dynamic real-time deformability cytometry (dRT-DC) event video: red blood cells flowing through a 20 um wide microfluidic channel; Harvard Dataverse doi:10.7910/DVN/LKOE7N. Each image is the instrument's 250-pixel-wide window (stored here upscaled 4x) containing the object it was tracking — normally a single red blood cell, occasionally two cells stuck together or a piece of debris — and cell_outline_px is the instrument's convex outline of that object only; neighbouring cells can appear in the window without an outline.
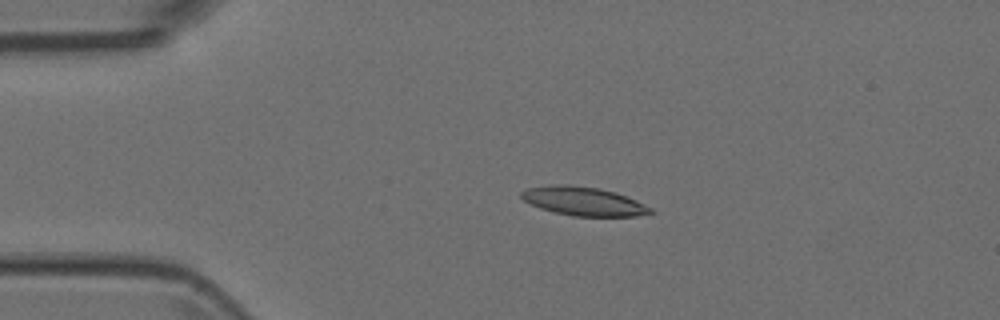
{"species": "Egyptian fruit bat (a non-hibernating species)", "species_latin": "Rousettus aegyptiacus", "temperature_condition": "room temperature", "stored_images_in_passage": 4, "camera_frame_rate_fps": 3000, "um_per_image_px": 0.085, "animal": {"sex": "female"}, "frame": {"image": 1, "passage_image": 2, "time_ms": 0.333, "image_size_px": [1000, 320], "cell_outline_px": [[656, 212], [636, 216], [572, 216], [540, 208], [524, 200], [520, 196], [520, 192], [528, 188], [560, 184], [568, 184], [600, 188], [616, 192], [636, 200], [652, 208]], "centroid_in_image_um": [49.63, 17.1], "position_along_channel_um": 35.4, "area_um2": 21.56}}
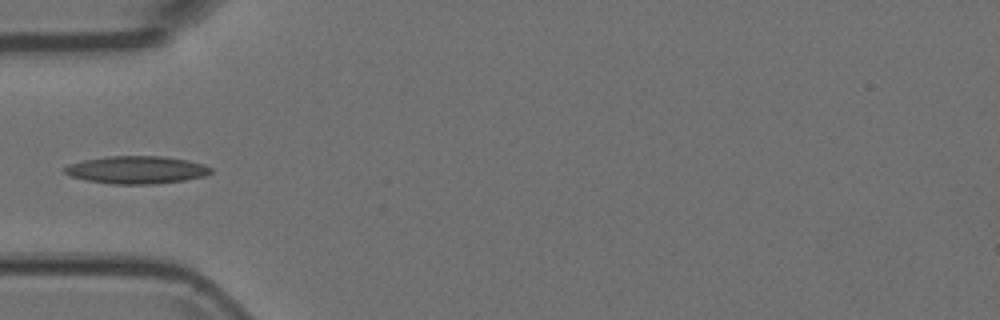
{"frame": {"image": 2, "passage_image": 3, "time_ms": 0.667, "image_size_px": [1000, 320], "cell_outline_px": [[212, 172], [204, 176], [184, 180], [156, 184], [112, 184], [88, 180], [72, 176], [64, 172], [60, 168], [68, 164], [80, 160], [108, 156], [164, 156], [188, 160], [204, 164], [212, 168]], "centroid_in_image_um": [11.59, 14.43], "position_along_channel_um": 73.4, "area_um2": 23.76}}
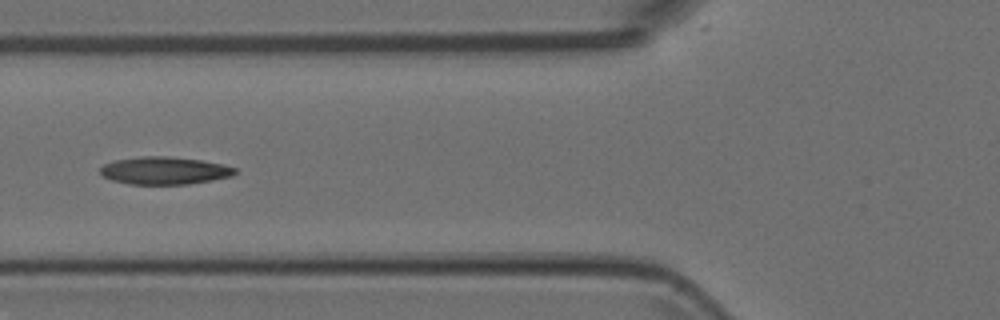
{"frame": {"image": 3, "passage_image": 4, "time_ms": 1.0, "image_size_px": [1000, 320], "cell_outline_px": [[236, 172], [232, 176], [212, 180], [188, 184], [128, 184], [112, 180], [100, 176], [100, 168], [104, 164], [116, 160], [140, 156], [168, 156], [200, 160], [224, 164], [236, 168]], "centroid_in_image_um": [13.96, 14.5], "position_along_channel_um": 111.8, "area_um2": 21.73}}